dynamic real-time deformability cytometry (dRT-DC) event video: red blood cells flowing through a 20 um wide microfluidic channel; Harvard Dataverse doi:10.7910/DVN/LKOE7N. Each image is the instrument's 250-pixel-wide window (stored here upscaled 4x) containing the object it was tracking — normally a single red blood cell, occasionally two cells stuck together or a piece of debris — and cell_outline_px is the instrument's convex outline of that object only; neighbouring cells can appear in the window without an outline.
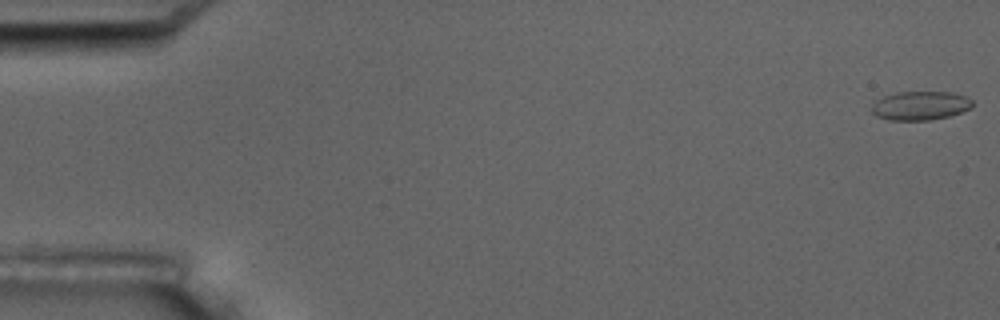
{"species": "common noctule bat (a hibernating species)", "species_latin": "Nyctalus noctula", "temperature_condition": "room temperature", "stored_images_in_passage": 6, "camera_frame_rate_fps": 3000, "um_per_image_px": 0.085, "animal": {"sex": "male", "body_mass_g": 17.5, "forearm_length_mm": 52.3}, "frame": {"image": 1, "passage_image": 1, "time_ms": 0.0, "image_size_px": [1000, 320], "cell_outline_px": [[972, 108], [948, 116], [928, 120], [888, 120], [876, 116], [872, 112], [872, 104], [876, 100], [884, 96], [896, 92], [952, 92], [964, 96], [972, 100]], "centroid_in_image_um": [78.2, 8.98], "position_along_channel_um": 6.8, "area_um2": 16.88}}
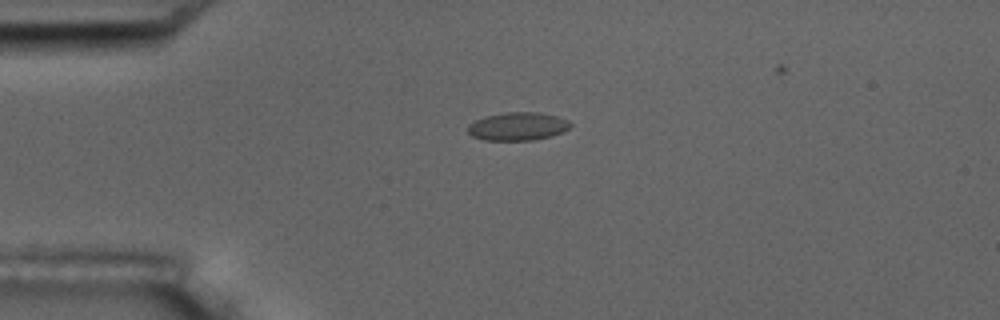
{"frame": {"image": 2, "passage_image": 4, "time_ms": 4.333, "image_size_px": [1000, 320], "cell_outline_px": [[572, 124], [564, 132], [552, 136], [532, 140], [484, 140], [472, 136], [468, 132], [468, 124], [484, 116], [508, 112], [540, 112], [556, 116], [568, 120]], "centroid_in_image_um": [44.01, 10.74], "position_along_channel_um": 41.0, "area_um2": 16.88}}